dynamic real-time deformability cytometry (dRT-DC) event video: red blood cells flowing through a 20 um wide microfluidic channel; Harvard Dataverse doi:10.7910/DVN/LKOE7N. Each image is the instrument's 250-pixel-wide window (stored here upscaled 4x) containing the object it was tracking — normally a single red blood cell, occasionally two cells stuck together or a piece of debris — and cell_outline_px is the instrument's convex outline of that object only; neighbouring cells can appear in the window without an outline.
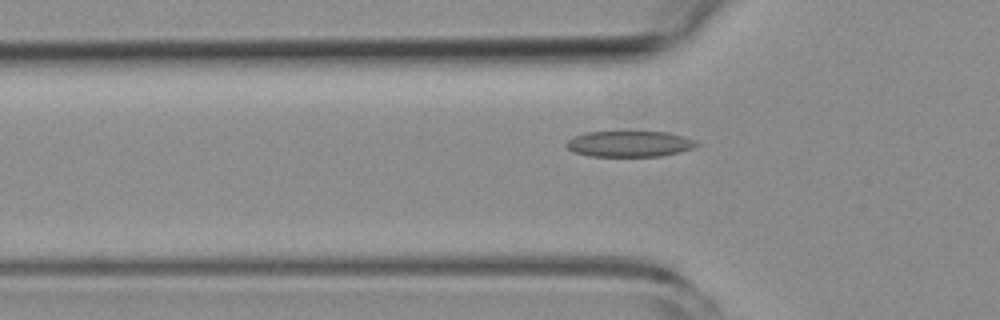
{"species": "common noctule bat (a hibernating species)", "species_latin": "Nyctalus noctula", "temperature_condition": "room temperature", "stored_images_in_passage": 36, "camera_frame_rate_fps": 3000, "um_per_image_px": 0.085, "animal": {"sex": "female", "body_mass_g": 19.3, "forearm_length_mm": 54.1}, "frame": {"image": 1, "passage_image": 6, "time_ms": 1.667, "image_size_px": [1000, 320], "cell_outline_px": [[700, 144], [692, 148], [680, 152], [660, 156], [588, 156], [572, 152], [564, 144], [572, 136], [584, 132], [668, 132], [684, 136], [696, 140]], "centroid_in_image_um": [53.48, 12.23], "position_along_channel_um": 72.3, "area_um2": 19.83}}
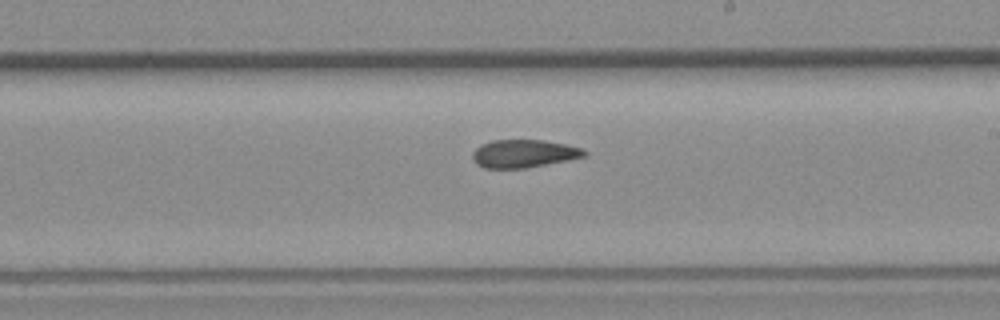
{"frame": {"image": 2, "passage_image": 20, "time_ms": 6.333, "image_size_px": [1000, 320], "cell_outline_px": [[588, 156], [568, 160], [524, 168], [484, 168], [476, 164], [472, 156], [472, 152], [480, 144], [492, 140], [544, 140], [564, 144], [580, 148], [588, 152]], "centroid_in_image_um": [44.5, 13.05], "position_along_channel_um": 244.5, "area_um2": 18.21}}
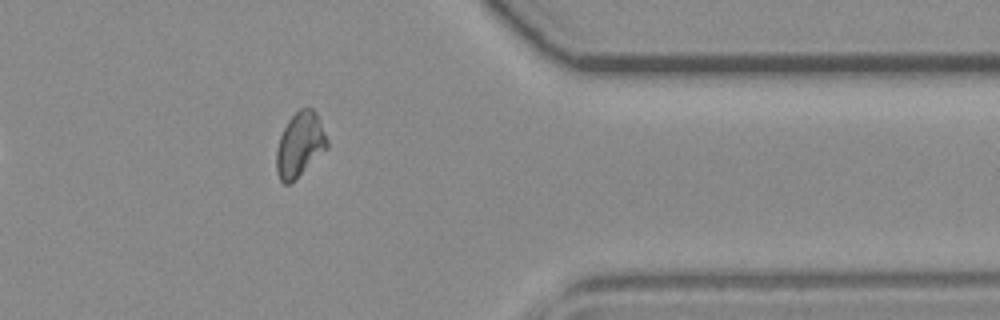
{"frame": {"image": 3, "passage_image": 33, "time_ms": 10.667, "image_size_px": [1000, 320], "cell_outline_px": [[328, 148], [288, 184], [284, 184], [280, 180], [276, 172], [276, 152], [280, 136], [288, 120], [300, 108], [312, 108], [316, 112], [328, 140]], "centroid_in_image_um": [25.48, 12.27], "position_along_channel_um": 385.9, "area_um2": 18.73}, "authors_computed_cell_mechanics": {"area_um2": 18.9584, "velocity_mm_per_s": 3.6773, "shape_relaxation_time_tau1_ms": null, "shape_relaxation_time_tau2_ms": 2.6409, "deformation_change_tau1": null, "deformation_change_tau2": 0.0922}}